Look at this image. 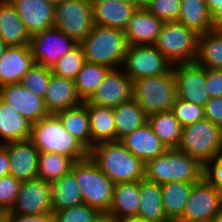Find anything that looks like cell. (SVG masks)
<instances>
[{
    "instance_id": "obj_10",
    "label": "cell",
    "mask_w": 222,
    "mask_h": 222,
    "mask_svg": "<svg viewBox=\"0 0 222 222\" xmlns=\"http://www.w3.org/2000/svg\"><path fill=\"white\" fill-rule=\"evenodd\" d=\"M124 73L133 81L167 73L172 64L154 45H128L123 60Z\"/></svg>"
},
{
    "instance_id": "obj_57",
    "label": "cell",
    "mask_w": 222,
    "mask_h": 222,
    "mask_svg": "<svg viewBox=\"0 0 222 222\" xmlns=\"http://www.w3.org/2000/svg\"><path fill=\"white\" fill-rule=\"evenodd\" d=\"M90 1H116V2H130L133 0H90Z\"/></svg>"
},
{
    "instance_id": "obj_16",
    "label": "cell",
    "mask_w": 222,
    "mask_h": 222,
    "mask_svg": "<svg viewBox=\"0 0 222 222\" xmlns=\"http://www.w3.org/2000/svg\"><path fill=\"white\" fill-rule=\"evenodd\" d=\"M0 95L14 111L25 117L31 124L49 115L43 98L32 93L20 83L0 87Z\"/></svg>"
},
{
    "instance_id": "obj_51",
    "label": "cell",
    "mask_w": 222,
    "mask_h": 222,
    "mask_svg": "<svg viewBox=\"0 0 222 222\" xmlns=\"http://www.w3.org/2000/svg\"><path fill=\"white\" fill-rule=\"evenodd\" d=\"M207 8L212 13L218 6L221 5L222 0H205Z\"/></svg>"
},
{
    "instance_id": "obj_55",
    "label": "cell",
    "mask_w": 222,
    "mask_h": 222,
    "mask_svg": "<svg viewBox=\"0 0 222 222\" xmlns=\"http://www.w3.org/2000/svg\"><path fill=\"white\" fill-rule=\"evenodd\" d=\"M170 222H198V221H191V220H186L183 218H175V219L170 220Z\"/></svg>"
},
{
    "instance_id": "obj_7",
    "label": "cell",
    "mask_w": 222,
    "mask_h": 222,
    "mask_svg": "<svg viewBox=\"0 0 222 222\" xmlns=\"http://www.w3.org/2000/svg\"><path fill=\"white\" fill-rule=\"evenodd\" d=\"M178 149L203 165L222 154V129L206 118L183 127Z\"/></svg>"
},
{
    "instance_id": "obj_44",
    "label": "cell",
    "mask_w": 222,
    "mask_h": 222,
    "mask_svg": "<svg viewBox=\"0 0 222 222\" xmlns=\"http://www.w3.org/2000/svg\"><path fill=\"white\" fill-rule=\"evenodd\" d=\"M203 177L215 188L222 190V154L204 164Z\"/></svg>"
},
{
    "instance_id": "obj_5",
    "label": "cell",
    "mask_w": 222,
    "mask_h": 222,
    "mask_svg": "<svg viewBox=\"0 0 222 222\" xmlns=\"http://www.w3.org/2000/svg\"><path fill=\"white\" fill-rule=\"evenodd\" d=\"M132 98L147 115L169 111L177 98V83L172 68L160 76L132 81Z\"/></svg>"
},
{
    "instance_id": "obj_9",
    "label": "cell",
    "mask_w": 222,
    "mask_h": 222,
    "mask_svg": "<svg viewBox=\"0 0 222 222\" xmlns=\"http://www.w3.org/2000/svg\"><path fill=\"white\" fill-rule=\"evenodd\" d=\"M94 26L90 0H64L55 5L54 27L80 43Z\"/></svg>"
},
{
    "instance_id": "obj_33",
    "label": "cell",
    "mask_w": 222,
    "mask_h": 222,
    "mask_svg": "<svg viewBox=\"0 0 222 222\" xmlns=\"http://www.w3.org/2000/svg\"><path fill=\"white\" fill-rule=\"evenodd\" d=\"M148 124L168 149L179 147L183 127L171 110L149 115Z\"/></svg>"
},
{
    "instance_id": "obj_32",
    "label": "cell",
    "mask_w": 222,
    "mask_h": 222,
    "mask_svg": "<svg viewBox=\"0 0 222 222\" xmlns=\"http://www.w3.org/2000/svg\"><path fill=\"white\" fill-rule=\"evenodd\" d=\"M195 63L222 70V30L213 29L198 36Z\"/></svg>"
},
{
    "instance_id": "obj_36",
    "label": "cell",
    "mask_w": 222,
    "mask_h": 222,
    "mask_svg": "<svg viewBox=\"0 0 222 222\" xmlns=\"http://www.w3.org/2000/svg\"><path fill=\"white\" fill-rule=\"evenodd\" d=\"M74 161L65 155L39 152L37 177L52 184L72 169Z\"/></svg>"
},
{
    "instance_id": "obj_15",
    "label": "cell",
    "mask_w": 222,
    "mask_h": 222,
    "mask_svg": "<svg viewBox=\"0 0 222 222\" xmlns=\"http://www.w3.org/2000/svg\"><path fill=\"white\" fill-rule=\"evenodd\" d=\"M132 91V80L124 73V70L122 72L119 69H113L84 102L114 108L120 103L131 100Z\"/></svg>"
},
{
    "instance_id": "obj_43",
    "label": "cell",
    "mask_w": 222,
    "mask_h": 222,
    "mask_svg": "<svg viewBox=\"0 0 222 222\" xmlns=\"http://www.w3.org/2000/svg\"><path fill=\"white\" fill-rule=\"evenodd\" d=\"M22 181L12 175L0 178V204L9 212L14 205Z\"/></svg>"
},
{
    "instance_id": "obj_39",
    "label": "cell",
    "mask_w": 222,
    "mask_h": 222,
    "mask_svg": "<svg viewBox=\"0 0 222 222\" xmlns=\"http://www.w3.org/2000/svg\"><path fill=\"white\" fill-rule=\"evenodd\" d=\"M85 62L83 49L78 43L62 56L50 70L56 76L74 80Z\"/></svg>"
},
{
    "instance_id": "obj_27",
    "label": "cell",
    "mask_w": 222,
    "mask_h": 222,
    "mask_svg": "<svg viewBox=\"0 0 222 222\" xmlns=\"http://www.w3.org/2000/svg\"><path fill=\"white\" fill-rule=\"evenodd\" d=\"M30 135L31 123L0 97V137L4 138L0 144L30 139Z\"/></svg>"
},
{
    "instance_id": "obj_24",
    "label": "cell",
    "mask_w": 222,
    "mask_h": 222,
    "mask_svg": "<svg viewBox=\"0 0 222 222\" xmlns=\"http://www.w3.org/2000/svg\"><path fill=\"white\" fill-rule=\"evenodd\" d=\"M140 201V181L114 184L111 206L105 218L137 216Z\"/></svg>"
},
{
    "instance_id": "obj_22",
    "label": "cell",
    "mask_w": 222,
    "mask_h": 222,
    "mask_svg": "<svg viewBox=\"0 0 222 222\" xmlns=\"http://www.w3.org/2000/svg\"><path fill=\"white\" fill-rule=\"evenodd\" d=\"M163 21L138 7L124 30L128 45H154Z\"/></svg>"
},
{
    "instance_id": "obj_11",
    "label": "cell",
    "mask_w": 222,
    "mask_h": 222,
    "mask_svg": "<svg viewBox=\"0 0 222 222\" xmlns=\"http://www.w3.org/2000/svg\"><path fill=\"white\" fill-rule=\"evenodd\" d=\"M78 43L56 27L31 35L30 49L36 64L52 68Z\"/></svg>"
},
{
    "instance_id": "obj_56",
    "label": "cell",
    "mask_w": 222,
    "mask_h": 222,
    "mask_svg": "<svg viewBox=\"0 0 222 222\" xmlns=\"http://www.w3.org/2000/svg\"><path fill=\"white\" fill-rule=\"evenodd\" d=\"M8 211L0 204V218L4 217Z\"/></svg>"
},
{
    "instance_id": "obj_25",
    "label": "cell",
    "mask_w": 222,
    "mask_h": 222,
    "mask_svg": "<svg viewBox=\"0 0 222 222\" xmlns=\"http://www.w3.org/2000/svg\"><path fill=\"white\" fill-rule=\"evenodd\" d=\"M0 38L8 46L30 44V34L9 0H0Z\"/></svg>"
},
{
    "instance_id": "obj_35",
    "label": "cell",
    "mask_w": 222,
    "mask_h": 222,
    "mask_svg": "<svg viewBox=\"0 0 222 222\" xmlns=\"http://www.w3.org/2000/svg\"><path fill=\"white\" fill-rule=\"evenodd\" d=\"M51 186L52 212L84 203L75 176L71 171L53 182Z\"/></svg>"
},
{
    "instance_id": "obj_46",
    "label": "cell",
    "mask_w": 222,
    "mask_h": 222,
    "mask_svg": "<svg viewBox=\"0 0 222 222\" xmlns=\"http://www.w3.org/2000/svg\"><path fill=\"white\" fill-rule=\"evenodd\" d=\"M204 110L205 118L222 129V96L210 98Z\"/></svg>"
},
{
    "instance_id": "obj_6",
    "label": "cell",
    "mask_w": 222,
    "mask_h": 222,
    "mask_svg": "<svg viewBox=\"0 0 222 222\" xmlns=\"http://www.w3.org/2000/svg\"><path fill=\"white\" fill-rule=\"evenodd\" d=\"M71 172L75 176L84 203L105 214L111 206L114 183L89 156L75 161Z\"/></svg>"
},
{
    "instance_id": "obj_18",
    "label": "cell",
    "mask_w": 222,
    "mask_h": 222,
    "mask_svg": "<svg viewBox=\"0 0 222 222\" xmlns=\"http://www.w3.org/2000/svg\"><path fill=\"white\" fill-rule=\"evenodd\" d=\"M31 35L54 27V8L48 0H9Z\"/></svg>"
},
{
    "instance_id": "obj_29",
    "label": "cell",
    "mask_w": 222,
    "mask_h": 222,
    "mask_svg": "<svg viewBox=\"0 0 222 222\" xmlns=\"http://www.w3.org/2000/svg\"><path fill=\"white\" fill-rule=\"evenodd\" d=\"M116 129V141L148 122L147 113L132 98L113 108Z\"/></svg>"
},
{
    "instance_id": "obj_38",
    "label": "cell",
    "mask_w": 222,
    "mask_h": 222,
    "mask_svg": "<svg viewBox=\"0 0 222 222\" xmlns=\"http://www.w3.org/2000/svg\"><path fill=\"white\" fill-rule=\"evenodd\" d=\"M55 222H106L105 215L85 203L53 212Z\"/></svg>"
},
{
    "instance_id": "obj_3",
    "label": "cell",
    "mask_w": 222,
    "mask_h": 222,
    "mask_svg": "<svg viewBox=\"0 0 222 222\" xmlns=\"http://www.w3.org/2000/svg\"><path fill=\"white\" fill-rule=\"evenodd\" d=\"M204 165L178 148L167 149L163 154L145 164V179L163 184L173 181L199 182Z\"/></svg>"
},
{
    "instance_id": "obj_37",
    "label": "cell",
    "mask_w": 222,
    "mask_h": 222,
    "mask_svg": "<svg viewBox=\"0 0 222 222\" xmlns=\"http://www.w3.org/2000/svg\"><path fill=\"white\" fill-rule=\"evenodd\" d=\"M110 70V68L103 65L84 63L74 79L78 94L83 101H86L92 95Z\"/></svg>"
},
{
    "instance_id": "obj_59",
    "label": "cell",
    "mask_w": 222,
    "mask_h": 222,
    "mask_svg": "<svg viewBox=\"0 0 222 222\" xmlns=\"http://www.w3.org/2000/svg\"><path fill=\"white\" fill-rule=\"evenodd\" d=\"M48 1L55 6L64 0H48Z\"/></svg>"
},
{
    "instance_id": "obj_48",
    "label": "cell",
    "mask_w": 222,
    "mask_h": 222,
    "mask_svg": "<svg viewBox=\"0 0 222 222\" xmlns=\"http://www.w3.org/2000/svg\"><path fill=\"white\" fill-rule=\"evenodd\" d=\"M10 158L7 148L0 144V178L9 175Z\"/></svg>"
},
{
    "instance_id": "obj_14",
    "label": "cell",
    "mask_w": 222,
    "mask_h": 222,
    "mask_svg": "<svg viewBox=\"0 0 222 222\" xmlns=\"http://www.w3.org/2000/svg\"><path fill=\"white\" fill-rule=\"evenodd\" d=\"M177 83V97L205 107L210 99L206 87V68L194 63L172 65Z\"/></svg>"
},
{
    "instance_id": "obj_47",
    "label": "cell",
    "mask_w": 222,
    "mask_h": 222,
    "mask_svg": "<svg viewBox=\"0 0 222 222\" xmlns=\"http://www.w3.org/2000/svg\"><path fill=\"white\" fill-rule=\"evenodd\" d=\"M8 217L9 222H55L53 212L32 216L8 213Z\"/></svg>"
},
{
    "instance_id": "obj_21",
    "label": "cell",
    "mask_w": 222,
    "mask_h": 222,
    "mask_svg": "<svg viewBox=\"0 0 222 222\" xmlns=\"http://www.w3.org/2000/svg\"><path fill=\"white\" fill-rule=\"evenodd\" d=\"M94 25L125 30L138 6L133 2L91 1Z\"/></svg>"
},
{
    "instance_id": "obj_30",
    "label": "cell",
    "mask_w": 222,
    "mask_h": 222,
    "mask_svg": "<svg viewBox=\"0 0 222 222\" xmlns=\"http://www.w3.org/2000/svg\"><path fill=\"white\" fill-rule=\"evenodd\" d=\"M177 22L201 35L213 30L211 13L205 0H181Z\"/></svg>"
},
{
    "instance_id": "obj_41",
    "label": "cell",
    "mask_w": 222,
    "mask_h": 222,
    "mask_svg": "<svg viewBox=\"0 0 222 222\" xmlns=\"http://www.w3.org/2000/svg\"><path fill=\"white\" fill-rule=\"evenodd\" d=\"M171 111L182 127H186L205 118L204 107L193 104L192 102L183 101L178 97L172 105Z\"/></svg>"
},
{
    "instance_id": "obj_49",
    "label": "cell",
    "mask_w": 222,
    "mask_h": 222,
    "mask_svg": "<svg viewBox=\"0 0 222 222\" xmlns=\"http://www.w3.org/2000/svg\"><path fill=\"white\" fill-rule=\"evenodd\" d=\"M214 30H222V3L211 13Z\"/></svg>"
},
{
    "instance_id": "obj_19",
    "label": "cell",
    "mask_w": 222,
    "mask_h": 222,
    "mask_svg": "<svg viewBox=\"0 0 222 222\" xmlns=\"http://www.w3.org/2000/svg\"><path fill=\"white\" fill-rule=\"evenodd\" d=\"M34 64L30 45L8 46L0 59V87L20 83Z\"/></svg>"
},
{
    "instance_id": "obj_58",
    "label": "cell",
    "mask_w": 222,
    "mask_h": 222,
    "mask_svg": "<svg viewBox=\"0 0 222 222\" xmlns=\"http://www.w3.org/2000/svg\"><path fill=\"white\" fill-rule=\"evenodd\" d=\"M0 222H9L8 213L4 217L0 218Z\"/></svg>"
},
{
    "instance_id": "obj_8",
    "label": "cell",
    "mask_w": 222,
    "mask_h": 222,
    "mask_svg": "<svg viewBox=\"0 0 222 222\" xmlns=\"http://www.w3.org/2000/svg\"><path fill=\"white\" fill-rule=\"evenodd\" d=\"M198 36L177 21L164 22L154 46L172 65L194 63Z\"/></svg>"
},
{
    "instance_id": "obj_52",
    "label": "cell",
    "mask_w": 222,
    "mask_h": 222,
    "mask_svg": "<svg viewBox=\"0 0 222 222\" xmlns=\"http://www.w3.org/2000/svg\"><path fill=\"white\" fill-rule=\"evenodd\" d=\"M212 222H222V205H221L219 211L217 212V214L215 215Z\"/></svg>"
},
{
    "instance_id": "obj_40",
    "label": "cell",
    "mask_w": 222,
    "mask_h": 222,
    "mask_svg": "<svg viewBox=\"0 0 222 222\" xmlns=\"http://www.w3.org/2000/svg\"><path fill=\"white\" fill-rule=\"evenodd\" d=\"M51 74L50 68L35 63L23 75L20 84L37 96L44 98Z\"/></svg>"
},
{
    "instance_id": "obj_12",
    "label": "cell",
    "mask_w": 222,
    "mask_h": 222,
    "mask_svg": "<svg viewBox=\"0 0 222 222\" xmlns=\"http://www.w3.org/2000/svg\"><path fill=\"white\" fill-rule=\"evenodd\" d=\"M222 205V190L215 188L204 177L192 185L180 218L212 222Z\"/></svg>"
},
{
    "instance_id": "obj_4",
    "label": "cell",
    "mask_w": 222,
    "mask_h": 222,
    "mask_svg": "<svg viewBox=\"0 0 222 222\" xmlns=\"http://www.w3.org/2000/svg\"><path fill=\"white\" fill-rule=\"evenodd\" d=\"M85 61L103 65L111 70L123 64L128 47L123 30L94 25L92 31L79 43ZM116 67V68H115Z\"/></svg>"
},
{
    "instance_id": "obj_20",
    "label": "cell",
    "mask_w": 222,
    "mask_h": 222,
    "mask_svg": "<svg viewBox=\"0 0 222 222\" xmlns=\"http://www.w3.org/2000/svg\"><path fill=\"white\" fill-rule=\"evenodd\" d=\"M43 100L49 114H56L84 102L78 94L73 79L59 77L54 74H51Z\"/></svg>"
},
{
    "instance_id": "obj_45",
    "label": "cell",
    "mask_w": 222,
    "mask_h": 222,
    "mask_svg": "<svg viewBox=\"0 0 222 222\" xmlns=\"http://www.w3.org/2000/svg\"><path fill=\"white\" fill-rule=\"evenodd\" d=\"M206 87L209 98L222 96V70L206 68Z\"/></svg>"
},
{
    "instance_id": "obj_13",
    "label": "cell",
    "mask_w": 222,
    "mask_h": 222,
    "mask_svg": "<svg viewBox=\"0 0 222 222\" xmlns=\"http://www.w3.org/2000/svg\"><path fill=\"white\" fill-rule=\"evenodd\" d=\"M52 186L40 178L22 181L16 200L8 213L41 215L52 212Z\"/></svg>"
},
{
    "instance_id": "obj_17",
    "label": "cell",
    "mask_w": 222,
    "mask_h": 222,
    "mask_svg": "<svg viewBox=\"0 0 222 222\" xmlns=\"http://www.w3.org/2000/svg\"><path fill=\"white\" fill-rule=\"evenodd\" d=\"M9 154V174L20 181L37 178L39 151L30 139L3 144Z\"/></svg>"
},
{
    "instance_id": "obj_50",
    "label": "cell",
    "mask_w": 222,
    "mask_h": 222,
    "mask_svg": "<svg viewBox=\"0 0 222 222\" xmlns=\"http://www.w3.org/2000/svg\"><path fill=\"white\" fill-rule=\"evenodd\" d=\"M106 222H150L140 216H126L120 218H105Z\"/></svg>"
},
{
    "instance_id": "obj_26",
    "label": "cell",
    "mask_w": 222,
    "mask_h": 222,
    "mask_svg": "<svg viewBox=\"0 0 222 222\" xmlns=\"http://www.w3.org/2000/svg\"><path fill=\"white\" fill-rule=\"evenodd\" d=\"M90 122V149L100 143L116 141L113 108L87 104Z\"/></svg>"
},
{
    "instance_id": "obj_28",
    "label": "cell",
    "mask_w": 222,
    "mask_h": 222,
    "mask_svg": "<svg viewBox=\"0 0 222 222\" xmlns=\"http://www.w3.org/2000/svg\"><path fill=\"white\" fill-rule=\"evenodd\" d=\"M138 216L150 222H170L163 210L161 184L140 180Z\"/></svg>"
},
{
    "instance_id": "obj_54",
    "label": "cell",
    "mask_w": 222,
    "mask_h": 222,
    "mask_svg": "<svg viewBox=\"0 0 222 222\" xmlns=\"http://www.w3.org/2000/svg\"><path fill=\"white\" fill-rule=\"evenodd\" d=\"M150 0H133L138 7H144Z\"/></svg>"
},
{
    "instance_id": "obj_42",
    "label": "cell",
    "mask_w": 222,
    "mask_h": 222,
    "mask_svg": "<svg viewBox=\"0 0 222 222\" xmlns=\"http://www.w3.org/2000/svg\"><path fill=\"white\" fill-rule=\"evenodd\" d=\"M181 0H150L144 8L163 22L177 21Z\"/></svg>"
},
{
    "instance_id": "obj_34",
    "label": "cell",
    "mask_w": 222,
    "mask_h": 222,
    "mask_svg": "<svg viewBox=\"0 0 222 222\" xmlns=\"http://www.w3.org/2000/svg\"><path fill=\"white\" fill-rule=\"evenodd\" d=\"M194 183L173 181L161 184L163 210L169 220L182 216Z\"/></svg>"
},
{
    "instance_id": "obj_1",
    "label": "cell",
    "mask_w": 222,
    "mask_h": 222,
    "mask_svg": "<svg viewBox=\"0 0 222 222\" xmlns=\"http://www.w3.org/2000/svg\"><path fill=\"white\" fill-rule=\"evenodd\" d=\"M89 157L114 184L145 179V164L120 141L93 146Z\"/></svg>"
},
{
    "instance_id": "obj_2",
    "label": "cell",
    "mask_w": 222,
    "mask_h": 222,
    "mask_svg": "<svg viewBox=\"0 0 222 222\" xmlns=\"http://www.w3.org/2000/svg\"><path fill=\"white\" fill-rule=\"evenodd\" d=\"M30 140L39 152L62 154L74 162L89 156V150L65 130L56 114L32 123Z\"/></svg>"
},
{
    "instance_id": "obj_23",
    "label": "cell",
    "mask_w": 222,
    "mask_h": 222,
    "mask_svg": "<svg viewBox=\"0 0 222 222\" xmlns=\"http://www.w3.org/2000/svg\"><path fill=\"white\" fill-rule=\"evenodd\" d=\"M120 142L144 164L168 149L154 134L148 122L126 135Z\"/></svg>"
},
{
    "instance_id": "obj_53",
    "label": "cell",
    "mask_w": 222,
    "mask_h": 222,
    "mask_svg": "<svg viewBox=\"0 0 222 222\" xmlns=\"http://www.w3.org/2000/svg\"><path fill=\"white\" fill-rule=\"evenodd\" d=\"M7 47L8 45L0 38V59Z\"/></svg>"
},
{
    "instance_id": "obj_31",
    "label": "cell",
    "mask_w": 222,
    "mask_h": 222,
    "mask_svg": "<svg viewBox=\"0 0 222 222\" xmlns=\"http://www.w3.org/2000/svg\"><path fill=\"white\" fill-rule=\"evenodd\" d=\"M65 130L90 150V122L87 103L56 113Z\"/></svg>"
}]
</instances>
